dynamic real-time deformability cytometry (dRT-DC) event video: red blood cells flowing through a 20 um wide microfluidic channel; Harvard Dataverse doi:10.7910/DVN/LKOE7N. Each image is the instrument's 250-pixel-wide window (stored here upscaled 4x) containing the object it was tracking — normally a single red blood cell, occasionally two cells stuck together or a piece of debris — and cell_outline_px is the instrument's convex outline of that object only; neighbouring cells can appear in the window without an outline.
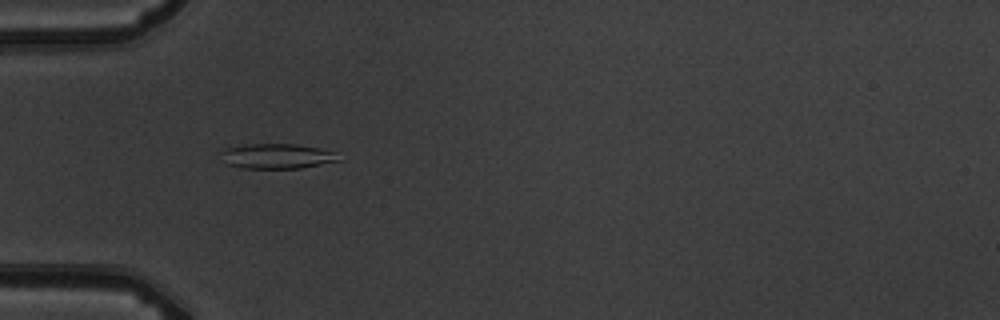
{"species": "common noctule bat (a hibernating species)", "species_latin": "Nyctalus noctula", "temperature_condition": "warm", "stored_images_in_passage": 12, "camera_frame_rate_fps": 3000, "um_per_image_px": 0.085, "animal": {"sex": "male", "body_mass_g": 19.5, "forearm_length_mm": 54.6}, "frame": {"image": 1, "passage_image": 2, "time_ms": 1.0, "image_size_px": [1000, 320], "cell_outline_px": [[344, 160], [300, 168], [240, 168], [224, 164], [216, 152], [224, 148], [240, 144], [296, 144], [316, 148], [332, 152]], "centroid_in_image_um": [23.39, 13.27], "position_along_channel_um": 61.6, "area_um2": 17.51}}
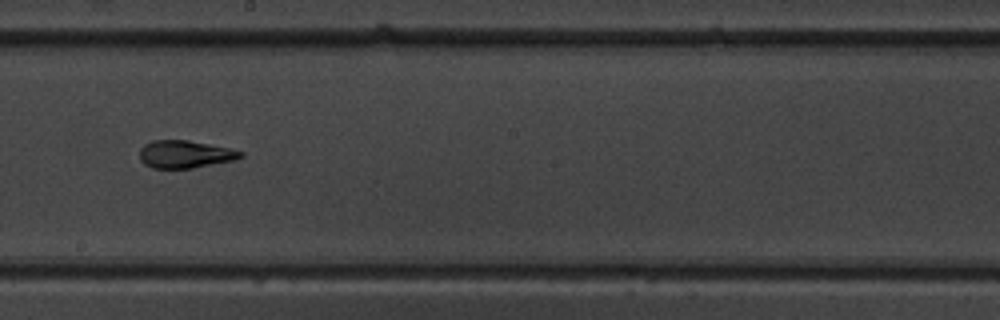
{"frame": {"image": 2, "passage_image": 6, "time_ms": 5.667, "image_size_px": [1000, 320], "cell_outline_px": [[244, 156], [232, 160], [192, 168], [152, 168], [144, 164], [140, 160], [140, 148], [144, 144], [152, 140], [188, 140], [228, 148], [244, 152]], "centroid_in_image_um": [15.68, 13.1], "position_along_channel_um": 232.5, "area_um2": 16.13}}
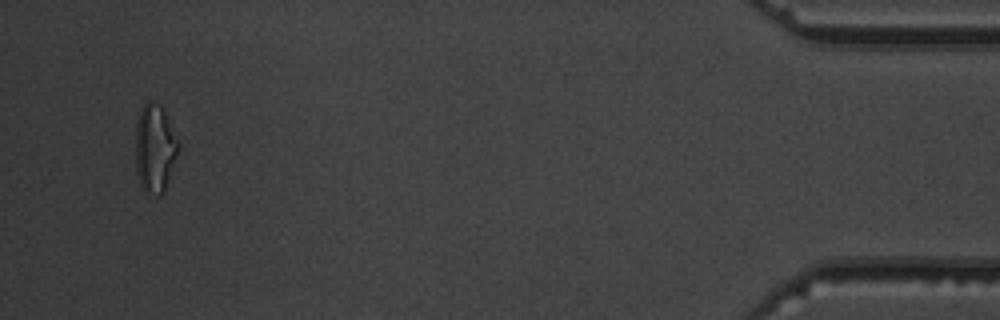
{"frame": {"image": 3, "passage_image": 12, "time_ms": 12.667, "image_size_px": [1000, 320], "cell_outline_px": [[180, 144], [164, 192], [160, 196], [156, 196], [144, 192], [140, 184], [136, 172], [136, 124], [140, 112], [144, 104], [148, 100], [152, 100], [160, 104]], "centroid_in_image_um": [13.15, 12.63], "position_along_channel_um": 422.1, "area_um2": 21.91}, "authors_computed_cell_mechanics": {"area_um2": 16.6464, "velocity_mm_per_s": 3.7576, "shape_relaxation_time_tau1_ms": 6.3795, "shape_relaxation_time_tau2_ms": 1.4701, "deformation_change_tau1": 0.186, "deformation_change_tau2": 0.0507}}